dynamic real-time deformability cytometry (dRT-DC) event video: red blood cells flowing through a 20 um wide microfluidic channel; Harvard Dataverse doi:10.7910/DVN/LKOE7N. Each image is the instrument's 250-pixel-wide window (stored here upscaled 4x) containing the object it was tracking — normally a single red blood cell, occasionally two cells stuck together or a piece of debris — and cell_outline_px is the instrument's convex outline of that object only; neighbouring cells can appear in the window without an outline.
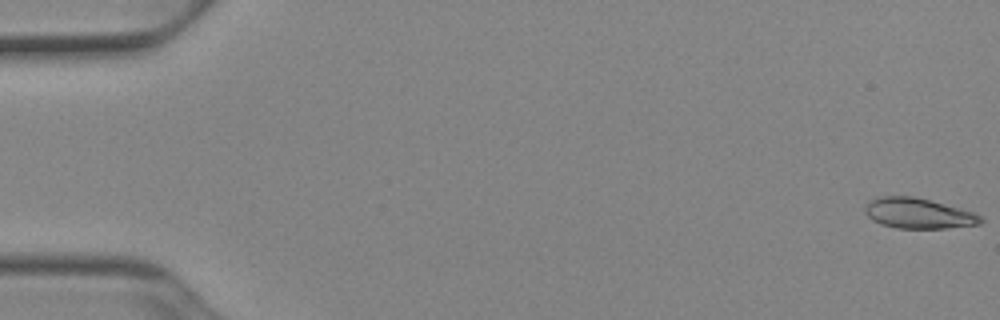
{"species": "Egyptian fruit bat (a non-hibernating species)", "species_latin": "Rousettus aegyptiacus", "temperature_condition": "cold", "stored_images_in_passage": 53, "segment_of_instrument_passage": [1, 2], "camera_frame_rate_fps": 3000, "um_per_image_px": 0.085, "animal": {"sex": "female"}, "frame": {"image": 1, "passage_image": 1, "time_ms": 0.0, "image_size_px": [1000, 320], "cell_outline_px": [[984, 220], [980, 224], [944, 228], [896, 228], [880, 224], [872, 220], [864, 212], [864, 204], [880, 196], [912, 196], [928, 200], [972, 212], [980, 216]], "centroid_in_image_um": [77.99, 18.14], "position_along_channel_um": 7.0, "area_um2": 20.23}}
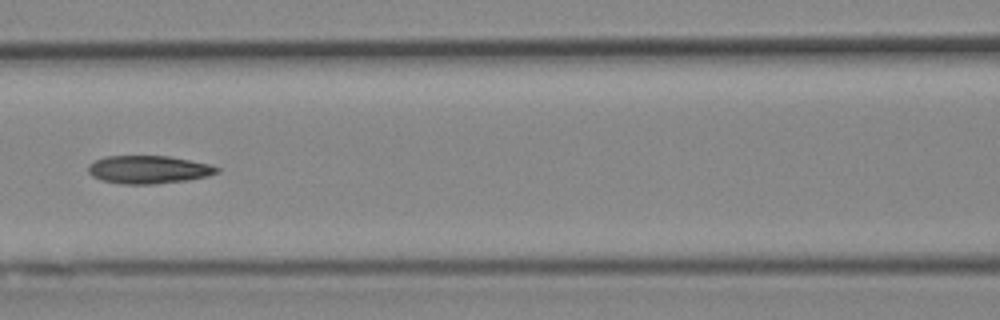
{"frame": {"image": 2, "passage_image": 24, "time_ms": 7.667, "image_size_px": [1000, 320], "cell_outline_px": [[220, 172], [208, 176], [188, 180], [152, 184], [124, 184], [100, 180], [92, 176], [88, 172], [88, 164], [104, 156], [168, 156], [212, 164], [220, 168]], "centroid_in_image_um": [12.64, 14.41], "position_along_channel_um": 154.0, "area_um2": 21.15}}
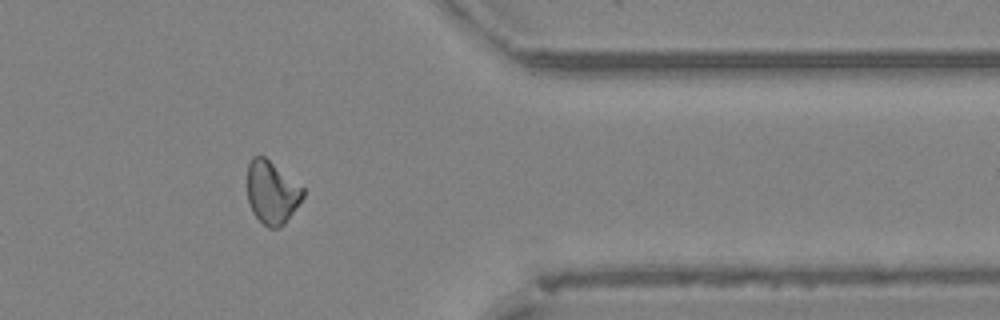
{"frame": {"image": 3, "passage_image": 43, "time_ms": 14.0, "image_size_px": [1000, 320], "cell_outline_px": [[304, 196], [284, 224], [280, 228], [268, 228], [252, 212], [248, 200], [248, 164], [252, 156], [264, 156], [304, 188]], "centroid_in_image_um": [23.1, 16.36], "position_along_channel_um": 388.3, "area_um2": 20.17}}